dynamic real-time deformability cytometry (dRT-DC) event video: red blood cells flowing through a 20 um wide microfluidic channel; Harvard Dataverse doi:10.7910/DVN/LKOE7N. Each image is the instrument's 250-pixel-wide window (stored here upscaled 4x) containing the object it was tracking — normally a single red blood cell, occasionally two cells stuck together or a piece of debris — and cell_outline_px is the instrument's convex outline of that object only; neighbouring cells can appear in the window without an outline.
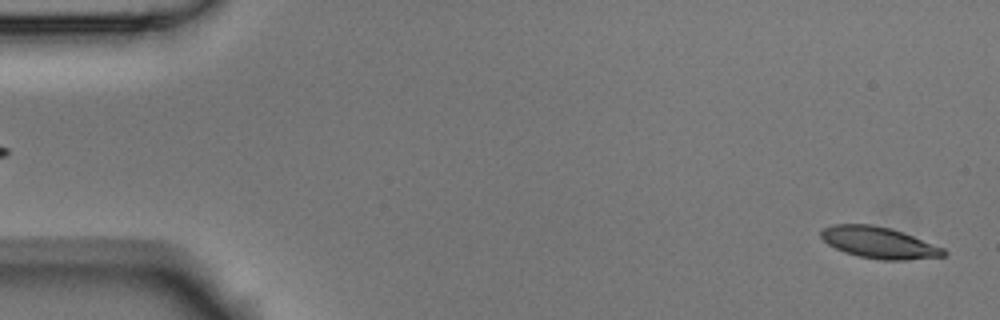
{"species": "Egyptian fruit bat (a non-hibernating species)", "species_latin": "Rousettus aegyptiacus", "temperature_condition": "room temperature", "stored_images_in_passage": 5, "camera_frame_rate_fps": 3000, "um_per_image_px": 0.085, "animal": {"sex": "male"}, "frame": {"image": 1, "passage_image": 5, "time_ms": 1.333, "image_size_px": [1000, 320], "cell_outline_px": [[948, 252], [944, 256], [908, 260], [880, 260], [860, 256], [844, 252], [828, 244], [820, 236], [820, 232], [824, 228], [832, 224], [872, 224], [892, 228], [944, 248]], "centroid_in_image_um": [74.72, 20.62], "position_along_channel_um": 10.3, "area_um2": 22.48}}